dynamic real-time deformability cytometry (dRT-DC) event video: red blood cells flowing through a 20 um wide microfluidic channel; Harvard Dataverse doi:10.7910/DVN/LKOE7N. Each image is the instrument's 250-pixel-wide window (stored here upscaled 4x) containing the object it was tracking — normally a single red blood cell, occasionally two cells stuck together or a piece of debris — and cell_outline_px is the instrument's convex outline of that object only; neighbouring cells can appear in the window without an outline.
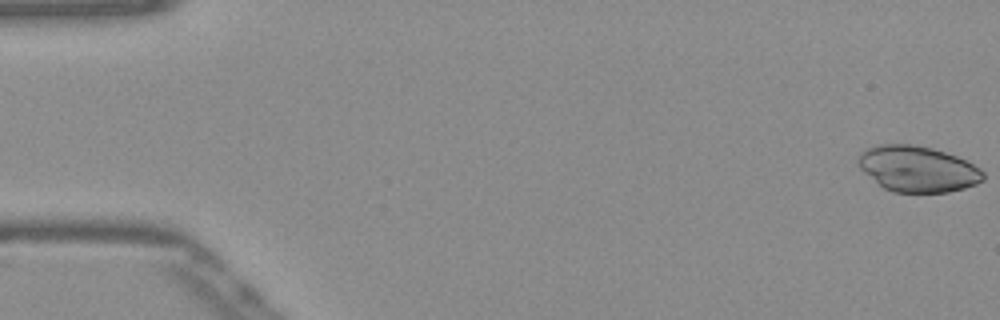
{"species": "Egyptian fruit bat (a non-hibernating species)", "species_latin": "Rousettus aegyptiacus", "temperature_condition": "warm", "stored_images_in_passage": 52, "camera_frame_rate_fps": 3000, "um_per_image_px": 0.085, "frame": {"image": 1, "passage_image": 1, "time_ms": 0.0, "image_size_px": [1000, 320], "cell_outline_px": [[984, 180], [976, 184], [964, 188], [948, 192], [892, 192], [884, 188], [864, 172], [860, 168], [856, 160], [860, 152], [868, 148], [880, 144], [912, 144], [932, 148], [956, 156], [980, 168], [984, 172]], "centroid_in_image_um": [77.99, 14.36], "position_along_channel_um": 7.0, "area_um2": 33.35}}
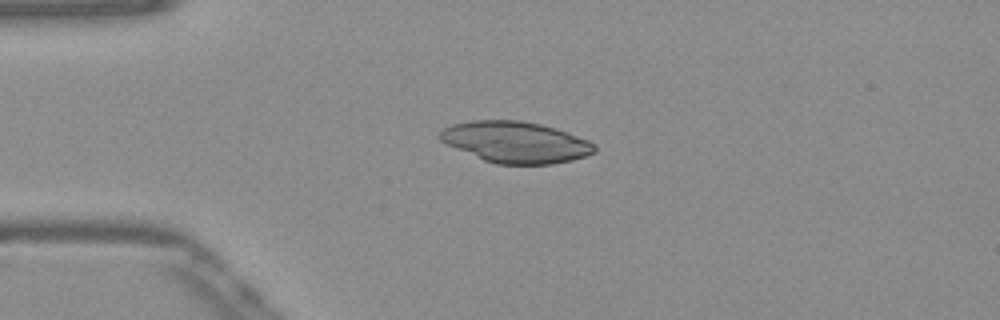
{"frame": {"image": 2, "passage_image": 13, "time_ms": 4.0, "image_size_px": [1000, 320], "cell_outline_px": [[596, 152], [572, 160], [552, 164], [496, 164], [484, 160], [448, 144], [440, 140], [436, 136], [444, 128], [452, 124], [472, 120], [520, 120], [540, 124], [556, 128], [568, 132], [588, 140], [596, 144]], "centroid_in_image_um": [43.85, 12.07], "position_along_channel_um": 41.2, "area_um2": 37.11}}